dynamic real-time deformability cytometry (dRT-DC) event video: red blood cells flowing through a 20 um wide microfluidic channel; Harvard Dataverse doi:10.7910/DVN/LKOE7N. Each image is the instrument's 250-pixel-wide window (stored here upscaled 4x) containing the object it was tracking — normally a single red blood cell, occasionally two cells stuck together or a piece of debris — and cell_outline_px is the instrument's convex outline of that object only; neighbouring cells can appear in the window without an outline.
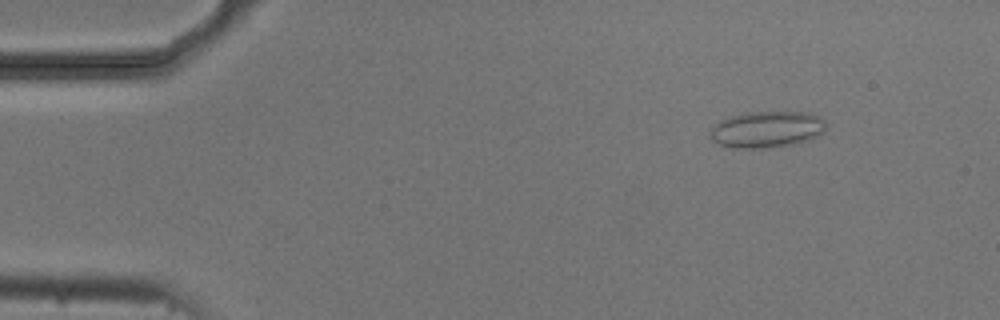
{"species": "common noctule bat (a hibernating species)", "species_latin": "Nyctalus noctula", "temperature_condition": "cold", "stored_images_in_passage": 54, "camera_frame_rate_fps": 3000, "um_per_image_px": 0.085, "animal": {"sex": "male", "body_mass_g": 20.5, "forearm_length_mm": 52.5}, "frame": {"image": 1, "passage_image": 7, "time_ms": 2.0, "image_size_px": [1000, 320], "cell_outline_px": [[824, 132], [808, 140], [792, 144], [764, 148], [732, 148], [720, 144], [712, 140], [712, 128], [720, 120], [728, 116], [752, 112], [812, 112], [820, 116], [824, 120]], "centroid_in_image_um": [65.2, 10.99], "position_along_channel_um": 19.8, "area_um2": 24.45}}
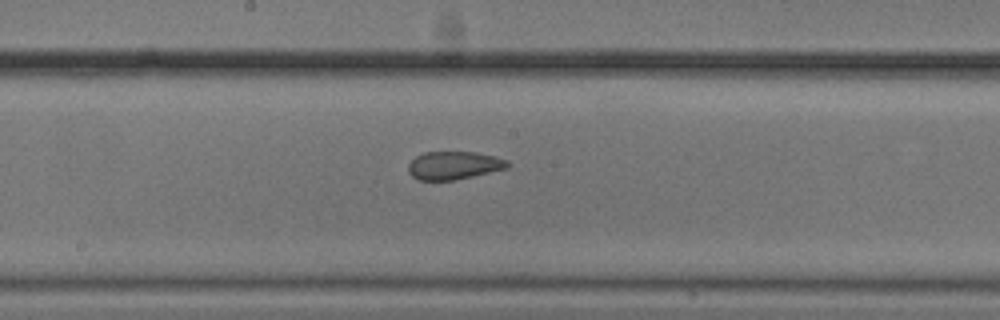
{"frame": {"image": 2, "passage_image": 29, "time_ms": 9.333, "image_size_px": [1000, 320], "cell_outline_px": [[512, 164], [508, 168], [456, 180], [420, 180], [412, 176], [408, 172], [408, 164], [416, 156], [424, 152], [476, 152], [508, 160]], "centroid_in_image_um": [38.59, 14.06], "position_along_channel_um": 209.6, "area_um2": 16.3}}
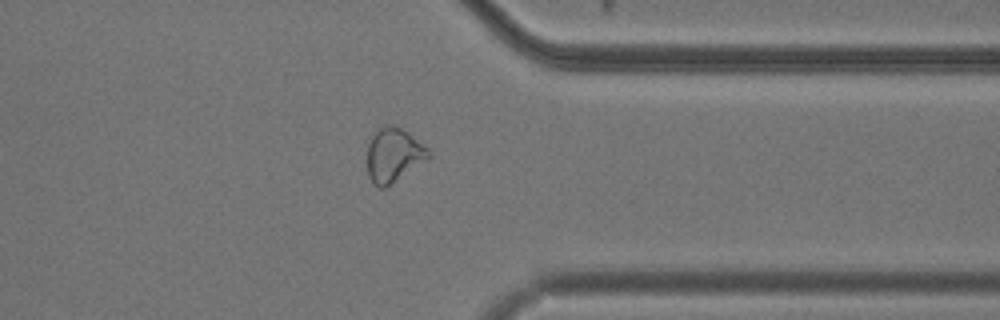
{"frame": {"image": 3, "passage_image": 43, "time_ms": 14.0, "image_size_px": [1000, 320], "cell_outline_px": [[432, 156], [384, 188], [380, 188], [372, 184], [368, 176], [368, 144], [376, 128], [388, 124], [392, 124], [400, 128], [412, 136], [428, 148], [432, 152]], "centroid_in_image_um": [33.44, 13.17], "position_along_channel_um": 378.0, "area_um2": 19.19}, "authors_computed_cell_mechanics": {"area_um2": 18.8717, "velocity_mm_per_s": 3.724, "shape_relaxation_time_tau1_ms": null, "shape_relaxation_time_tau2_ms": 1.6821, "deformation_change_tau1": null, "deformation_change_tau2": 0.0555}}